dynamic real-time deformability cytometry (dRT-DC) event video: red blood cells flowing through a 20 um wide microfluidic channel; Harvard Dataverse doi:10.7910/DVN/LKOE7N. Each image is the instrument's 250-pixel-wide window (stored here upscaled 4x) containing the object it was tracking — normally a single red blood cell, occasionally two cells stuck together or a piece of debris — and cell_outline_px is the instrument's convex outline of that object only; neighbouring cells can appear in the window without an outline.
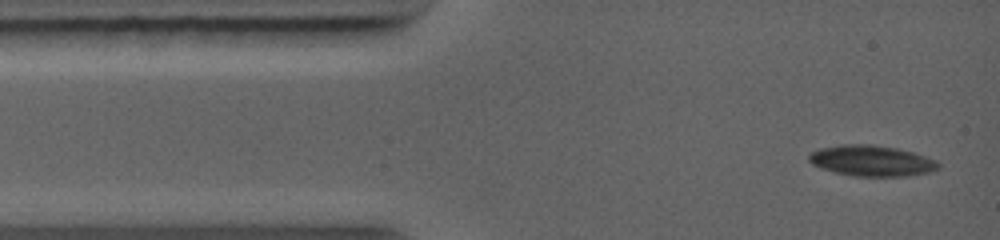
{"species": "common noctule bat (a hibernating species)", "species_latin": "Nyctalus noctula", "temperature_condition": "warm", "stored_images_in_passage": 30, "camera_frame_rate_fps": 5000, "um_per_image_px": 0.085, "animal": {"sex": "female", "body_mass_g": 19.0, "forearm_length_mm": 56.7}, "frame": {"image": 1, "passage_image": 1, "time_ms": 0.0, "image_size_px": [1000, 240], "cell_outline_px": [[940, 168], [928, 172], [908, 176], [852, 176], [832, 172], [820, 168], [812, 164], [808, 160], [808, 156], [812, 152], [820, 148], [844, 144], [868, 144], [896, 148], [912, 152], [924, 156], [940, 164]], "centroid_in_image_um": [74.04, 13.67], "position_along_channel_um": 11.0, "area_um2": 23.12}}
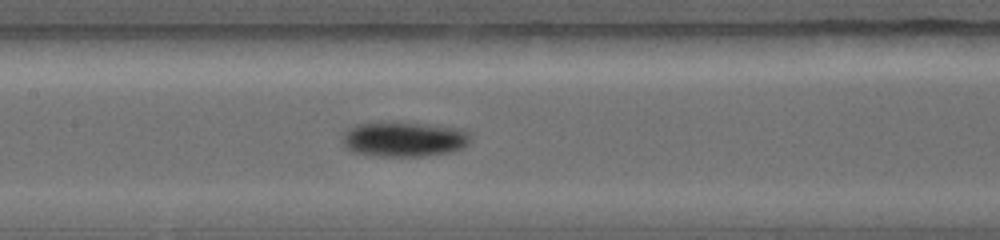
{"frame": {"image": 2, "passage_image": 18, "time_ms": 4.6, "image_size_px": [1000, 240], "cell_outline_px": [[472, 140], [464, 148], [452, 152], [420, 156], [380, 156], [352, 152], [340, 144], [340, 136], [348, 128], [356, 124], [380, 120], [396, 120], [468, 128]], "centroid_in_image_um": [34.34, 11.78], "position_along_channel_um": 173.1, "area_um2": 27.69}}
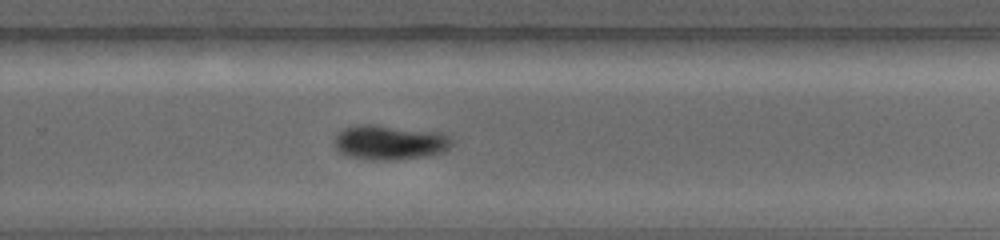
{"frame": {"image": 3, "passage_image": 30, "time_ms": 7.2, "image_size_px": [1000, 240], "cell_outline_px": [[452, 144], [444, 152], [424, 156], [392, 160], [372, 160], [348, 156], [340, 152], [336, 148], [332, 140], [344, 128], [368, 124], [440, 132], [448, 136], [452, 140]], "centroid_in_image_um": [33.12, 12.11], "position_along_channel_um": 296.7, "area_um2": 23.47}}